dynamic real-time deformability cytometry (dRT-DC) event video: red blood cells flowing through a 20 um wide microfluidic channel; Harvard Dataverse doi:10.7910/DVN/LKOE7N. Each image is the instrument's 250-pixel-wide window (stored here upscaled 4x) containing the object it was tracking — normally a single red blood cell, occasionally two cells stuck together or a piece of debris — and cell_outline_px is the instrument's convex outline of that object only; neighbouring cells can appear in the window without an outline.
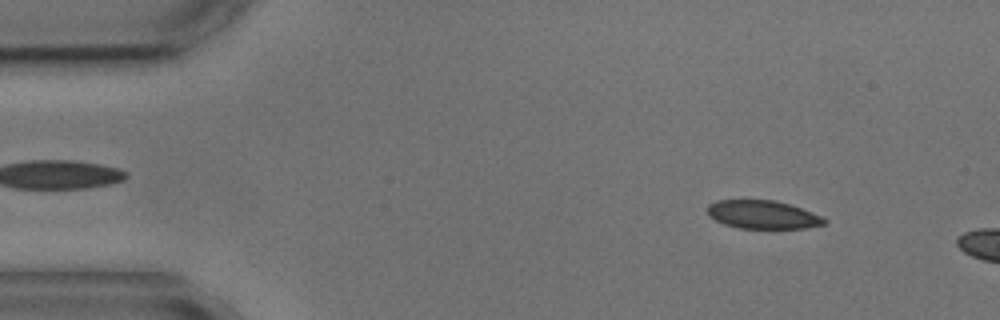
{"species": "common noctule bat (a hibernating species)", "species_latin": "Nyctalus noctula", "temperature_condition": "cold", "stored_images_in_passage": 2, "camera_frame_rate_fps": 3000, "um_per_image_px": 0.085, "animal": {"sex": "male", "body_mass_g": 17.9, "forearm_length_mm": 54.2}, "frame": {"image": 1, "passage_image": 1, "time_ms": 0.0, "image_size_px": [1000, 320], "cell_outline_px": [[828, 224], [804, 228], [740, 228], [724, 224], [708, 216], [708, 204], [716, 200], [772, 200], [788, 204], [824, 216], [828, 220]], "centroid_in_image_um": [64.86, 18.25], "position_along_channel_um": 20.1, "area_um2": 19.31}}